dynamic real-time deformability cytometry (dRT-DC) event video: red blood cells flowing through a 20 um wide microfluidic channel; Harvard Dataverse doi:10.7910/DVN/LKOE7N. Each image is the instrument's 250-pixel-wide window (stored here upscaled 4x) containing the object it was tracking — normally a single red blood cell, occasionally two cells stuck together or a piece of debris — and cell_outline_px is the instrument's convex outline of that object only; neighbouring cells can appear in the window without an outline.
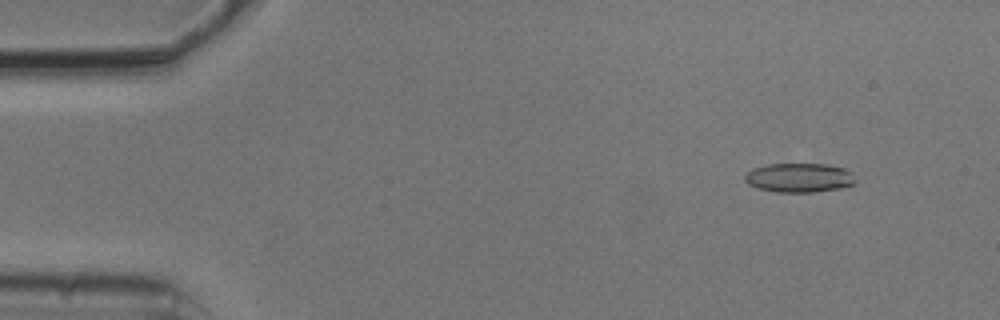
{"species": "common noctule bat (a hibernating species)", "species_latin": "Nyctalus noctula", "temperature_condition": "cold", "stored_images_in_passage": 5, "camera_frame_rate_fps": 3000, "um_per_image_px": 0.085, "animal": {"sex": "male", "body_mass_g": 20.5, "forearm_length_mm": 52.5}, "frame": {"image": 1, "passage_image": 2, "time_ms": 0.333, "image_size_px": [1000, 320], "cell_outline_px": [[856, 180], [852, 184], [840, 188], [812, 192], [776, 192], [760, 188], [748, 184], [744, 180], [744, 176], [748, 172], [756, 168], [768, 164], [824, 164], [844, 168], [852, 172]], "centroid_in_image_um": [67.95, 15.1], "position_along_channel_um": 17.1, "area_um2": 18.61}}
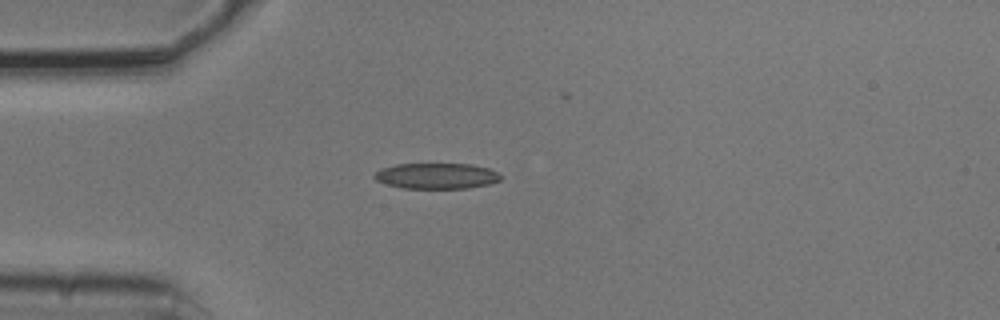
{"frame": {"image": 2, "passage_image": 4, "time_ms": 1.0, "image_size_px": [1000, 320], "cell_outline_px": [[500, 180], [488, 184], [468, 188], [404, 188], [388, 184], [376, 180], [372, 176], [380, 168], [396, 164], [472, 164], [488, 168], [496, 172], [500, 176]], "centroid_in_image_um": [37.08, 14.95], "position_along_channel_um": 47.9, "area_um2": 18.79}}